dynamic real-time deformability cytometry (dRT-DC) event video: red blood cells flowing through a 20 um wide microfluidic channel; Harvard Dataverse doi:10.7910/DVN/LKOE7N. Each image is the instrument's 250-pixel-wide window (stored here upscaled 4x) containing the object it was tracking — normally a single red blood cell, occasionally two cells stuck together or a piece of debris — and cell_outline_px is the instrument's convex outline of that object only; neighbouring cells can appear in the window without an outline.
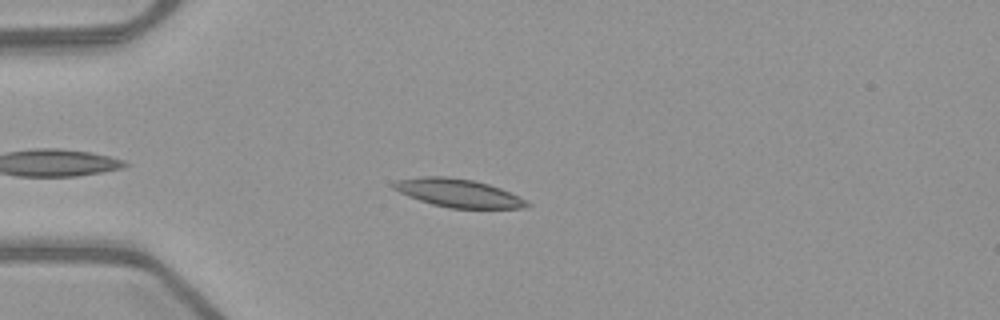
{"species": "common noctule bat (a hibernating species)", "species_latin": "Nyctalus noctula", "temperature_condition": "warm", "stored_images_in_passage": 40, "camera_frame_rate_fps": 3000, "um_per_image_px": 0.085, "animal": {"sex": "female", "body_mass_g": 21.9}, "frame": {"image": 1, "passage_image": 6, "time_ms": 1.667, "image_size_px": [1000, 320], "cell_outline_px": [[532, 204], [524, 208], [448, 208], [432, 204], [408, 196], [392, 188], [388, 184], [396, 180], [420, 176], [448, 176], [472, 180], [488, 184], [500, 188], [528, 200]], "centroid_in_image_um": [38.93, 16.4], "position_along_channel_um": 46.1, "area_um2": 22.08}}
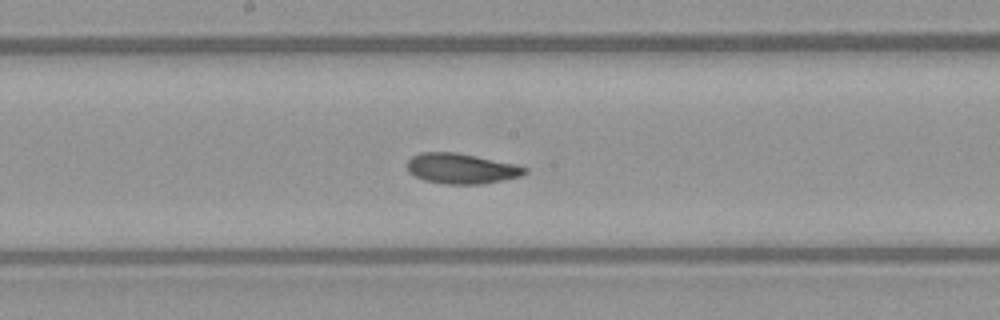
{"frame": {"image": 2, "passage_image": 20, "time_ms": 6.333, "image_size_px": [1000, 320], "cell_outline_px": [[528, 172], [520, 176], [484, 184], [444, 184], [424, 180], [408, 172], [408, 160], [412, 156], [420, 152], [456, 152], [516, 164], [528, 168]], "centroid_in_image_um": [39.22, 14.32], "position_along_channel_um": 209.0, "area_um2": 20.81}}
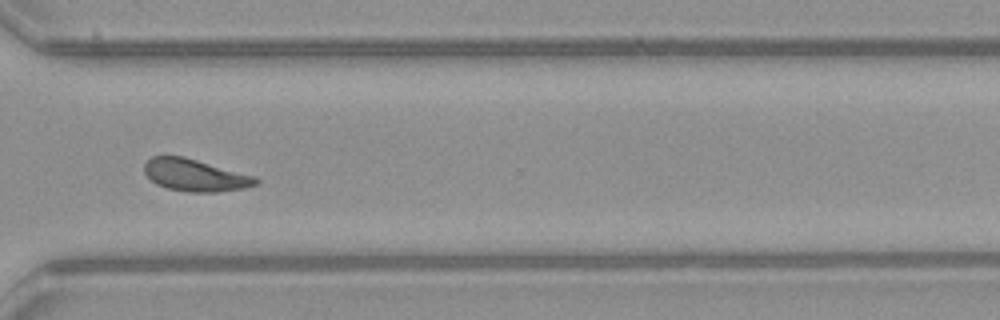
{"frame": {"image": 3, "passage_image": 31, "time_ms": 10.0, "image_size_px": [1000, 320], "cell_outline_px": [[260, 180], [256, 184], [244, 188], [216, 192], [188, 192], [168, 188], [156, 184], [144, 172], [144, 164], [152, 156], [184, 156], [256, 176]], "centroid_in_image_um": [16.6, 14.88], "position_along_channel_um": 354.0, "area_um2": 20.87}, "authors_computed_cell_mechanics": {"area_um2": 20.9236, "velocity_mm_per_s": 3.9675, "shape_relaxation_time_tau1_ms": 4.7286, "shape_relaxation_time_tau2_ms": 3.4204, "deformation_change_tau1": 0.1534, "deformation_change_tau2": 0.0958}}